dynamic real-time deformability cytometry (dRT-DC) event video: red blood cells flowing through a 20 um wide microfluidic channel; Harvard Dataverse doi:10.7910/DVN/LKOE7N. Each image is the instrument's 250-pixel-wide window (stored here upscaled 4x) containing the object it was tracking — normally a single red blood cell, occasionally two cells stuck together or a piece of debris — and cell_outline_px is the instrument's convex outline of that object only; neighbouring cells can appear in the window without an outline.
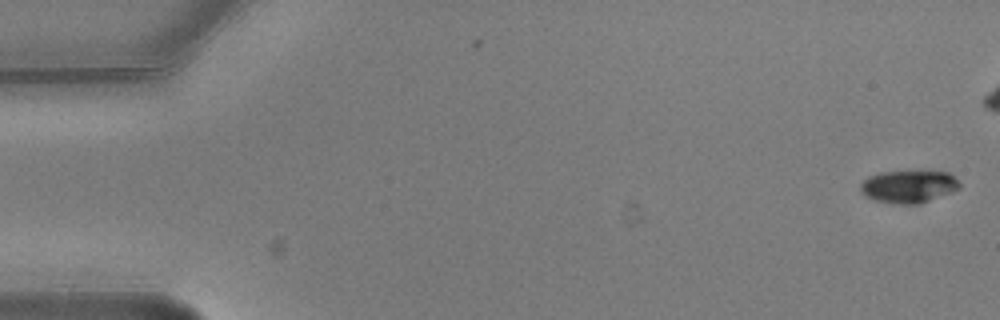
{"species": "common noctule bat (a hibernating species)", "species_latin": "Nyctalus noctula", "temperature_condition": "warm", "stored_images_in_passage": 7, "camera_frame_rate_fps": 3000, "um_per_image_px": 0.085, "animal": {"sex": "male", "body_mass_g": 20.5, "forearm_length_mm": 52.5}, "frame": {"image": 1, "passage_image": 1, "time_ms": 0.0, "image_size_px": [1000, 320], "cell_outline_px": [[960, 188], [952, 192], [920, 204], [892, 204], [876, 200], [864, 196], [860, 192], [860, 184], [868, 176], [880, 172], [948, 172], [960, 180]], "centroid_in_image_um": [77.23, 15.87], "position_along_channel_um": 7.8, "area_um2": 18.9}}
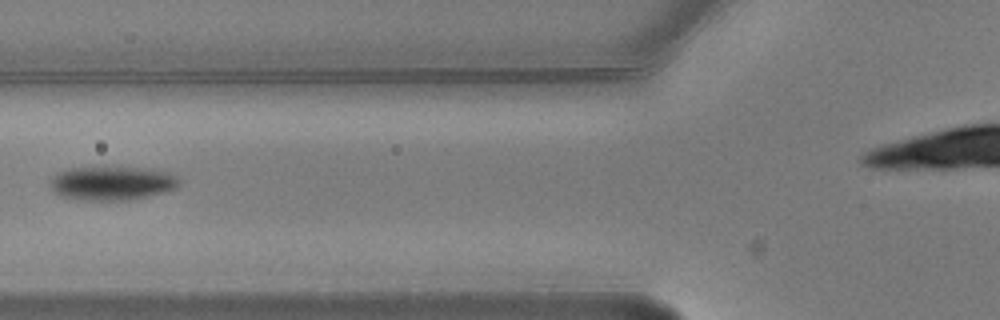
{"frame": {"image": 2, "passage_image": 6, "time_ms": 1.667, "image_size_px": [1000, 320], "cell_outline_px": [[180, 184], [176, 188], [164, 192], [132, 200], [84, 200], [64, 196], [48, 188], [48, 184], [52, 176], [56, 172], [68, 168], [104, 164], [152, 168], [168, 172], [176, 176], [180, 180]], "centroid_in_image_um": [9.5, 15.51], "position_along_channel_um": 116.3, "area_um2": 26.76}}
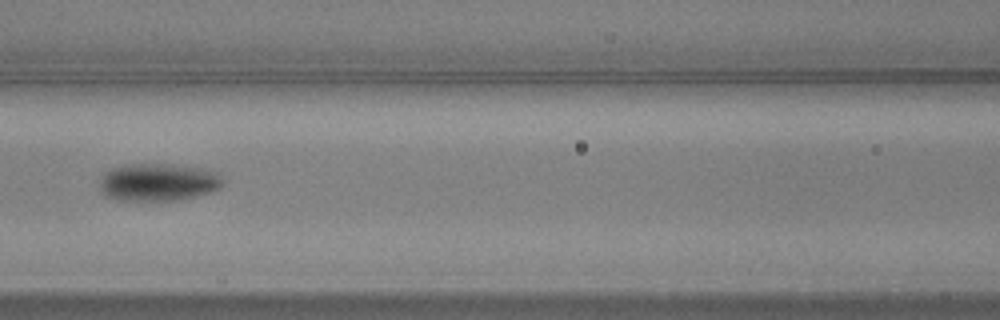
{"frame": {"image": 3, "passage_image": 7, "time_ms": 2.0, "image_size_px": [1000, 320], "cell_outline_px": [[224, 184], [220, 188], [212, 192], [180, 200], [124, 200], [104, 196], [100, 188], [100, 180], [104, 172], [112, 168], [124, 164], [172, 164], [200, 168], [220, 172], [224, 180]], "centroid_in_image_um": [13.49, 15.48], "position_along_channel_um": 153.1, "area_um2": 27.34}}